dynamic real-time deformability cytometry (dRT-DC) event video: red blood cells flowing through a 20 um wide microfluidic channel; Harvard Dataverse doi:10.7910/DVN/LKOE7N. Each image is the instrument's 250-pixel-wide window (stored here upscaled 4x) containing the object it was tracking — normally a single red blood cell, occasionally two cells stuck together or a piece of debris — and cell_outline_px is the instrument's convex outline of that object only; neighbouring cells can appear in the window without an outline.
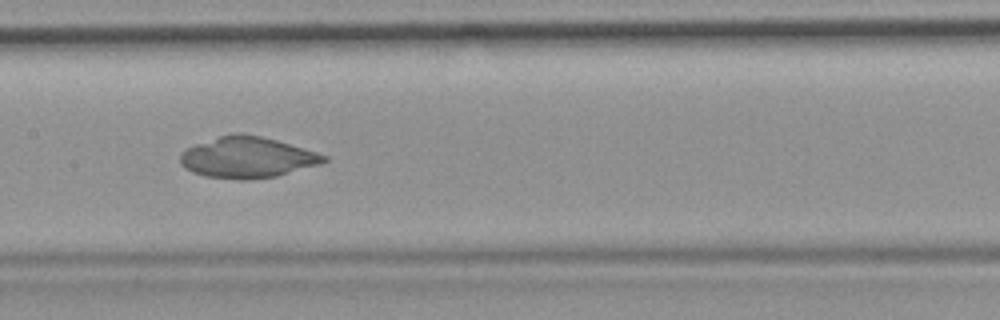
{"species": "common noctule bat (a hibernating species)", "species_latin": "Nyctalus noctula", "temperature_condition": "room temperature", "stored_images_in_passage": 44, "camera_frame_rate_fps": 3000, "um_per_image_px": 0.085, "animal": {"sex": "female", "body_mass_g": 19.9}, "frame": {"image": 1, "passage_image": 19, "time_ms": 6.0, "image_size_px": [1000, 320], "cell_outline_px": [[328, 160], [320, 164], [276, 176], [248, 180], [240, 180], [204, 176], [192, 172], [184, 168], [180, 164], [180, 152], [196, 144], [220, 136], [236, 132], [240, 132], [260, 136], [276, 140], [316, 152], [328, 156]], "centroid_in_image_um": [20.99, 13.39], "position_along_channel_um": 186.4, "area_um2": 34.28}}